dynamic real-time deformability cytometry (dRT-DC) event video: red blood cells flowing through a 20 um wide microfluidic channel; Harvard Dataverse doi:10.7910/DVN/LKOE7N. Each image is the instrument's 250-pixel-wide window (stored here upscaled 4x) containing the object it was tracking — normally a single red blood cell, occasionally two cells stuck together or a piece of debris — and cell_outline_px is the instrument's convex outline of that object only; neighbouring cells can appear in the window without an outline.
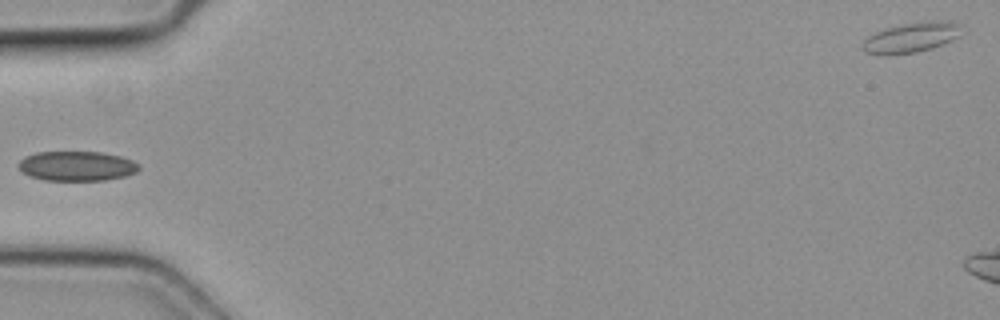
{"species": "common noctule bat (a hibernating species)", "species_latin": "Nyctalus noctula", "temperature_condition": "cold", "stored_images_in_passage": 4, "camera_frame_rate_fps": 3000, "um_per_image_px": 0.085, "animal": {"sex": "female", "body_mass_g": 19.3, "forearm_length_mm": 54.1}, "frame": {"image": 1, "passage_image": 4, "time_ms": 1.0, "image_size_px": [1000, 320], "cell_outline_px": [[140, 168], [136, 172], [124, 176], [104, 180], [44, 180], [28, 176], [16, 164], [24, 156], [36, 152], [100, 152], [120, 156], [132, 160], [140, 164]], "centroid_in_image_um": [6.51, 14.11], "position_along_channel_um": 78.5, "area_um2": 20.87}}